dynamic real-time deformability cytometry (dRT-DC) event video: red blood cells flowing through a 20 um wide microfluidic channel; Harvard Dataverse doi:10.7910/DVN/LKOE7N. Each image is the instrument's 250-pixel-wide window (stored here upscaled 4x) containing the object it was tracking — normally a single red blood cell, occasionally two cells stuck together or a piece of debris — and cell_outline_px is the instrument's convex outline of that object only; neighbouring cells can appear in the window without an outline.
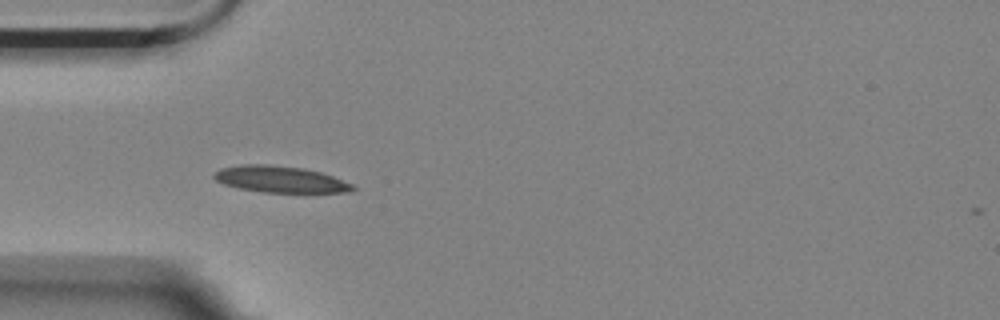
{"species": "Egyptian fruit bat (a non-hibernating species)", "species_latin": "Rousettus aegyptiacus", "temperature_condition": "room temperature", "stored_images_in_passage": 2, "camera_frame_rate_fps": 3000, "um_per_image_px": 0.085, "animal": {"sex": "female"}, "frame": {"image": 1, "passage_image": 1, "time_ms": 0.0, "image_size_px": [1000, 320], "cell_outline_px": [[356, 188], [352, 192], [264, 192], [240, 188], [224, 184], [216, 180], [212, 176], [220, 168], [240, 164], [268, 164], [304, 168], [320, 172], [332, 176], [352, 184]], "centroid_in_image_um": [23.81, 15.23], "position_along_channel_um": 61.2, "area_um2": 21.27}}
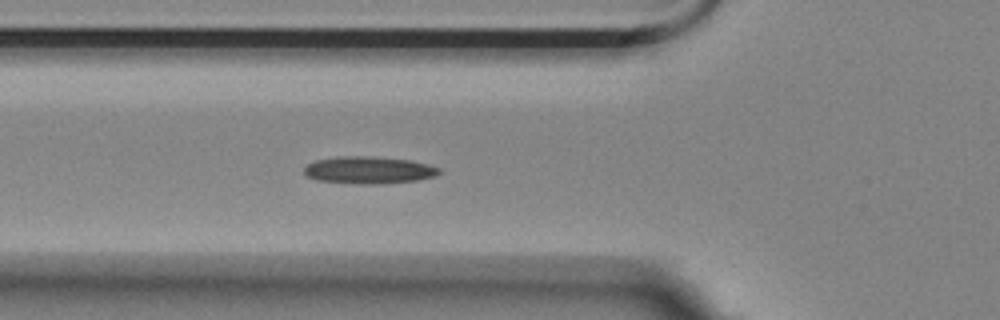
{"frame": {"image": 2, "passage_image": 2, "time_ms": 0.333, "image_size_px": [1000, 320], "cell_outline_px": [[440, 172], [436, 176], [416, 180], [380, 184], [356, 184], [316, 180], [308, 176], [304, 172], [304, 168], [308, 164], [316, 160], [336, 156], [372, 156], [408, 160], [428, 164], [440, 168]], "centroid_in_image_um": [31.33, 14.46], "position_along_channel_um": 94.5, "area_um2": 21.44}}